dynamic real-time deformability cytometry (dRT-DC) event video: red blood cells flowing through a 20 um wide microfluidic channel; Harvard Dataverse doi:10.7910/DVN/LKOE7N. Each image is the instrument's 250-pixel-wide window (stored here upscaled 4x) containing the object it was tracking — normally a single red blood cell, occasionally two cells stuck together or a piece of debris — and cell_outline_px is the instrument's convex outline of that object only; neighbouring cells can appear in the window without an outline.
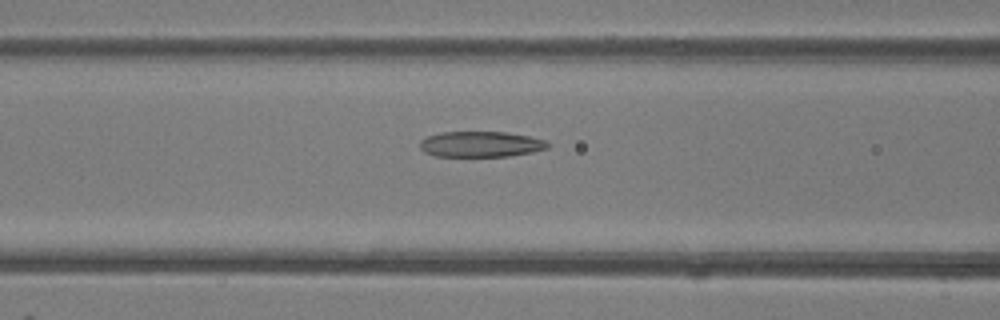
{"species": "common noctule bat (a hibernating species)", "species_latin": "Nyctalus noctula", "temperature_condition": "room temperature", "stored_images_in_passage": 38, "camera_frame_rate_fps": 3000, "um_per_image_px": 0.085, "animal": {"sex": "female"}, "frame": {"image": 1, "passage_image": 9, "time_ms": 2.667, "image_size_px": [1000, 320], "cell_outline_px": [[548, 148], [532, 152], [508, 156], [436, 156], [424, 152], [420, 148], [420, 140], [424, 136], [440, 132], [508, 132], [548, 140]], "centroid_in_image_um": [40.84, 12.25], "position_along_channel_um": 125.8, "area_um2": 19.25}}
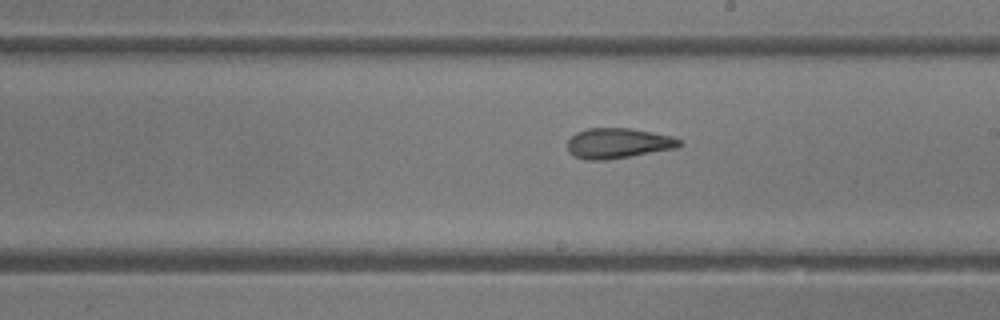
{"frame": {"image": 2, "passage_image": 17, "time_ms": 5.333, "image_size_px": [1000, 320], "cell_outline_px": [[684, 144], [676, 148], [608, 160], [584, 160], [572, 156], [568, 152], [568, 140], [576, 132], [588, 128], [628, 128], [652, 132], [672, 136], [680, 140]], "centroid_in_image_um": [52.51, 12.18], "position_along_channel_um": 236.5, "area_um2": 19.88}}
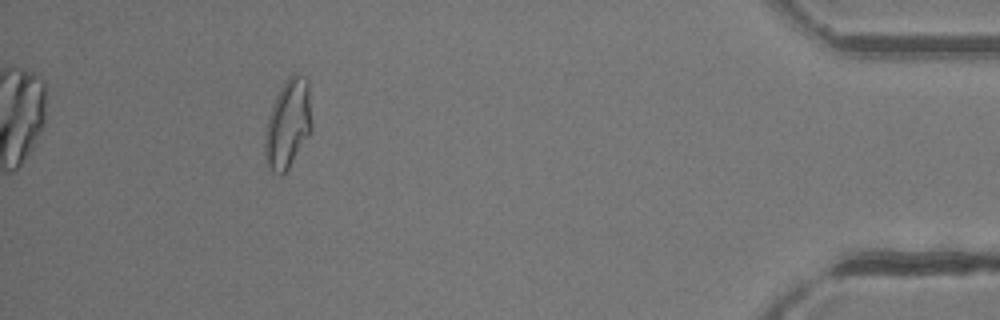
{"frame": {"image": 3, "passage_image": 34, "time_ms": 11.0, "image_size_px": [1000, 320], "cell_outline_px": [[312, 128], [308, 136], [288, 168], [280, 176], [276, 176], [268, 168], [264, 160], [264, 140], [268, 116], [272, 104], [284, 80], [292, 72], [296, 72], [304, 76], [308, 80], [312, 124]], "centroid_in_image_um": [24.46, 10.51], "position_along_channel_um": 410.7, "area_um2": 24.68}, "authors_computed_cell_mechanics": {"area_um2": 21.2415, "velocity_mm_per_s": 4.1496, "shape_relaxation_time_tau1_ms": null, "shape_relaxation_time_tau2_ms": 1.0613, "deformation_change_tau1": null, "deformation_change_tau2": 0.0874}}